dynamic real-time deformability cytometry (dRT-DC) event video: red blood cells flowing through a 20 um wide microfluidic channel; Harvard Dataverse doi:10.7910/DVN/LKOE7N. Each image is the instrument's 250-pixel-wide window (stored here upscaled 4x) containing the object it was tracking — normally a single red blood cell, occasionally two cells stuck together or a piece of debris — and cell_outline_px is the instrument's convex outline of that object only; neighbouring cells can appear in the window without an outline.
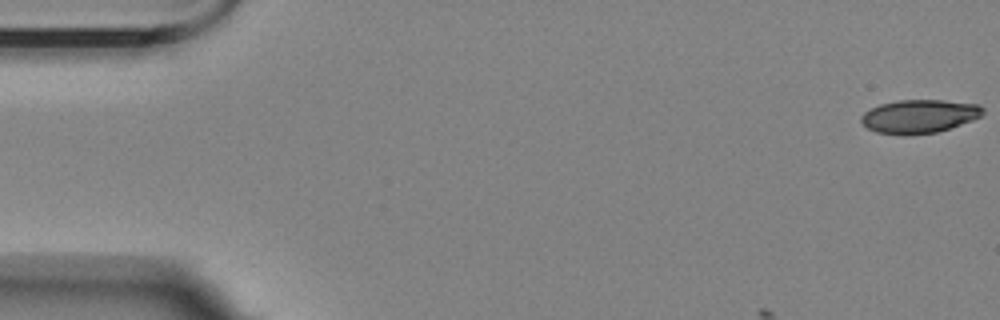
{"species": "Egyptian fruit bat (a non-hibernating species)", "species_latin": "Rousettus aegyptiacus", "temperature_condition": "room temperature", "stored_images_in_passage": 6, "segment_of_instrument_passage": [2, 2], "camera_frame_rate_fps": 3000, "um_per_image_px": 0.085, "animal": {"sex": "female"}, "frame": {"image": 1, "passage_image": 6, "time_ms": 5.667, "image_size_px": [1000, 320], "cell_outline_px": [[984, 112], [980, 116], [972, 120], [936, 132], [904, 136], [876, 132], [868, 128], [860, 120], [860, 116], [864, 112], [880, 104], [896, 100], [944, 100], [980, 104], [984, 108]], "centroid_in_image_um": [78.12, 9.88], "position_along_channel_um": 6.9, "area_um2": 23.81}}